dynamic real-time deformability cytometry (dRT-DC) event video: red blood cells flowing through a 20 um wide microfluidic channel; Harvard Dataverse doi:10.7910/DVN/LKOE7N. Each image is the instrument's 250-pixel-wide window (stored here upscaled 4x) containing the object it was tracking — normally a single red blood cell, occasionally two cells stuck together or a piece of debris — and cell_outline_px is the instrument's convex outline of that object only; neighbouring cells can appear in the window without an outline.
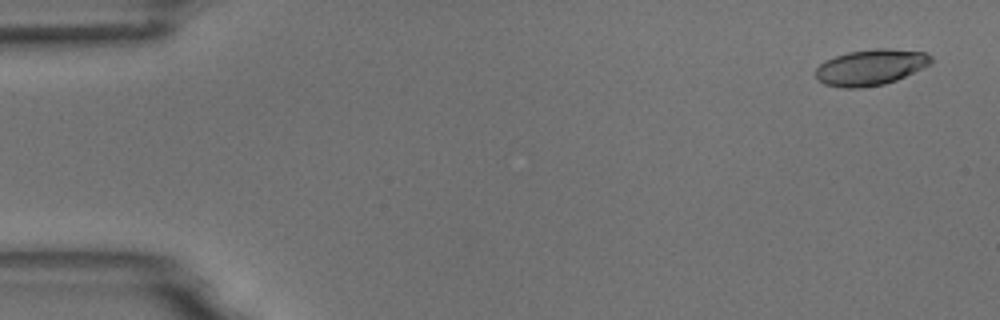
{"species": "common noctule bat (a hibernating species)", "species_latin": "Nyctalus noctula", "temperature_condition": "room temperature", "stored_images_in_passage": 4, "camera_frame_rate_fps": 3000, "um_per_image_px": 0.085, "animal": {"sex": "male", "body_mass_g": 18.8}, "frame": {"image": 1, "passage_image": 1, "time_ms": 0.0, "image_size_px": [1000, 320], "cell_outline_px": [[932, 64], [924, 68], [896, 80], [884, 84], [860, 88], [844, 88], [824, 84], [816, 76], [816, 68], [820, 64], [836, 56], [848, 52], [876, 48], [888, 48], [924, 52], [932, 56]], "centroid_in_image_um": [74.05, 5.72], "position_along_channel_um": 11.0, "area_um2": 24.1}}
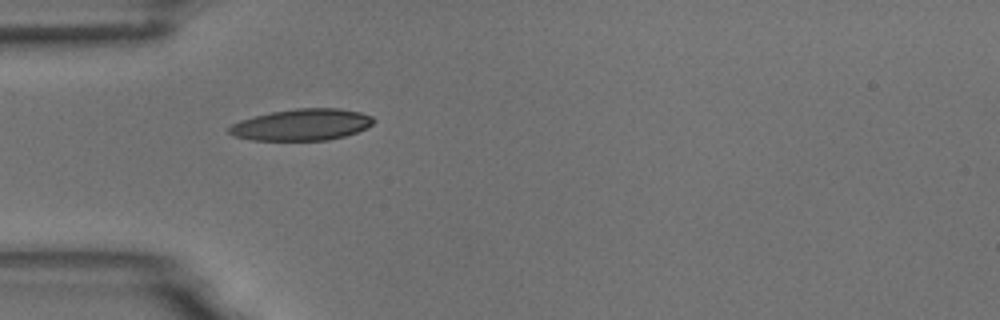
{"frame": {"image": 2, "passage_image": 4, "time_ms": 4.667, "image_size_px": [1000, 320], "cell_outline_px": [[376, 120], [368, 128], [344, 136], [328, 140], [252, 140], [232, 136], [228, 132], [228, 128], [232, 124], [240, 120], [272, 112], [296, 108], [336, 108], [360, 112], [372, 116]], "centroid_in_image_um": [25.66, 10.6], "position_along_channel_um": 59.3, "area_um2": 26.53}}